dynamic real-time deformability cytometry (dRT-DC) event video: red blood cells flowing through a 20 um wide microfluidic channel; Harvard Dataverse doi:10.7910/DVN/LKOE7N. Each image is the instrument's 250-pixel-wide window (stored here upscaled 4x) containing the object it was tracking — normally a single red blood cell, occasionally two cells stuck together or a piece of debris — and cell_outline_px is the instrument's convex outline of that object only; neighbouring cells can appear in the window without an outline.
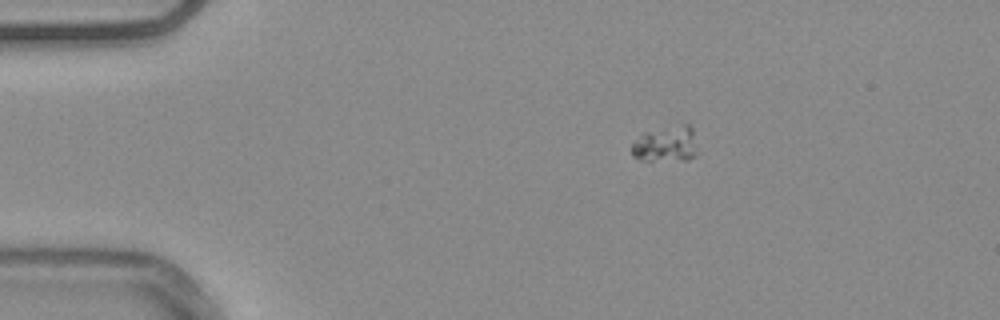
{"species": "common noctule bat (a hibernating species)", "species_latin": "Nyctalus noctula", "temperature_condition": "warm", "stored_images_in_passage": 45, "camera_frame_rate_fps": 3000, "um_per_image_px": 0.085, "animal": {"sex": "male", "body_mass_g": 20.4}, "frame": {"image": 1, "passage_image": 1, "time_ms": 0.0, "image_size_px": [1000, 320], "cell_outline_px": [[696, 156], [688, 160], [640, 160], [632, 156], [632, 144], [640, 132], [684, 124], [692, 124]], "centroid_in_image_um": [56.57, 12.24], "position_along_channel_um": 28.4, "area_um2": 13.87}}
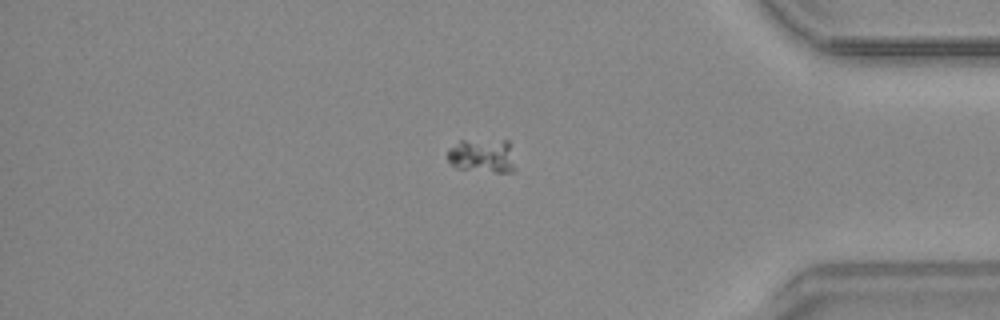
{"frame": {"image": 2, "passage_image": 37, "time_ms": 12.0, "image_size_px": [1000, 320], "cell_outline_px": [[516, 172], [496, 172], [456, 168], [448, 160], [448, 148], [460, 140], [508, 140], [516, 168]], "centroid_in_image_um": [41.01, 13.24], "position_along_channel_um": 394.2, "area_um2": 13.53}}
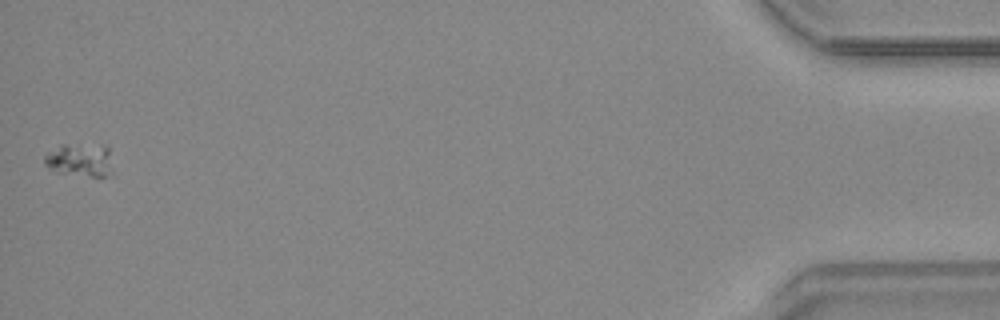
{"frame": {"image": 3, "passage_image": 45, "time_ms": 14.667, "image_size_px": [1000, 320], "cell_outline_px": [[108, 152], [104, 176], [92, 176], [60, 172], [48, 168], [44, 164], [44, 156], [48, 152], [60, 144], [108, 144]], "centroid_in_image_um": [6.66, 13.52], "position_along_channel_um": 428.5, "area_um2": 12.54}}